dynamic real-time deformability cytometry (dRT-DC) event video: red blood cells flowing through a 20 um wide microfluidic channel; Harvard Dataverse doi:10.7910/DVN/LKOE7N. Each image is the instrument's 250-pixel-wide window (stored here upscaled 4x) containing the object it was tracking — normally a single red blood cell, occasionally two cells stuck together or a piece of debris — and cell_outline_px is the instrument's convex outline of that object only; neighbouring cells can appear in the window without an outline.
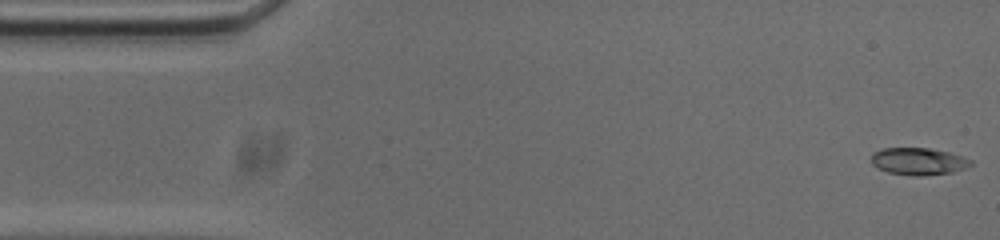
{"species": "common noctule bat (a hibernating species)", "species_latin": "Nyctalus noctula", "temperature_condition": "cold", "stored_images_in_passage": 50, "camera_frame_rate_fps": 3000, "um_per_image_px": 0.085, "animal": {"sex": "male", "body_mass_g": 20.0, "forearm_length_mm": 53.3}, "frame": {"image": 1, "passage_image": 1, "time_ms": 0.0, "image_size_px": [1000, 240], "cell_outline_px": [[972, 164], [964, 168], [952, 172], [920, 176], [912, 176], [888, 172], [872, 164], [872, 152], [880, 148], [928, 148], [948, 152], [972, 160]], "centroid_in_image_um": [78.04, 13.71], "position_along_channel_um": 7.0, "area_um2": 15.61}}
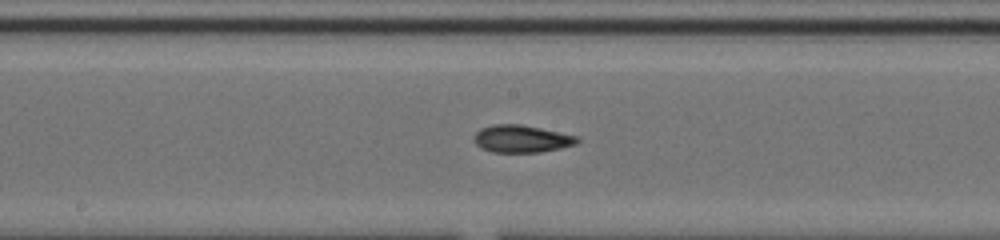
{"frame": {"image": 2, "passage_image": 26, "time_ms": 8.333, "image_size_px": [1000, 240], "cell_outline_px": [[580, 140], [576, 144], [560, 148], [536, 152], [492, 152], [476, 144], [472, 140], [476, 132], [480, 128], [492, 124], [520, 124], [580, 136]], "centroid_in_image_um": [44.33, 11.78], "position_along_channel_um": 203.9, "area_um2": 16.47}}
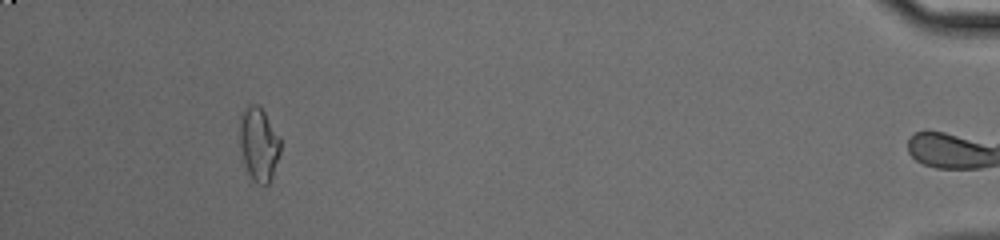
{"frame": {"image": 3, "passage_image": 49, "time_ms": 16.0, "image_size_px": [1000, 240], "cell_outline_px": [[280, 152], [272, 176], [268, 184], [260, 184], [248, 172], [240, 148], [240, 112], [248, 104], [260, 104], [280, 136]], "centroid_in_image_um": [22.0, 12.16], "position_along_channel_um": 413.2, "area_um2": 17.4}, "authors_computed_cell_mechanics": {"area_um2": 16.1551, "velocity_mm_per_s": 3.7413, "shape_relaxation_time_tau1_ms": 10.8855, "shape_relaxation_time_tau2_ms": 7.0261, "deformation_change_tau1": 0.2492, "deformation_change_tau2": 0.1269}}